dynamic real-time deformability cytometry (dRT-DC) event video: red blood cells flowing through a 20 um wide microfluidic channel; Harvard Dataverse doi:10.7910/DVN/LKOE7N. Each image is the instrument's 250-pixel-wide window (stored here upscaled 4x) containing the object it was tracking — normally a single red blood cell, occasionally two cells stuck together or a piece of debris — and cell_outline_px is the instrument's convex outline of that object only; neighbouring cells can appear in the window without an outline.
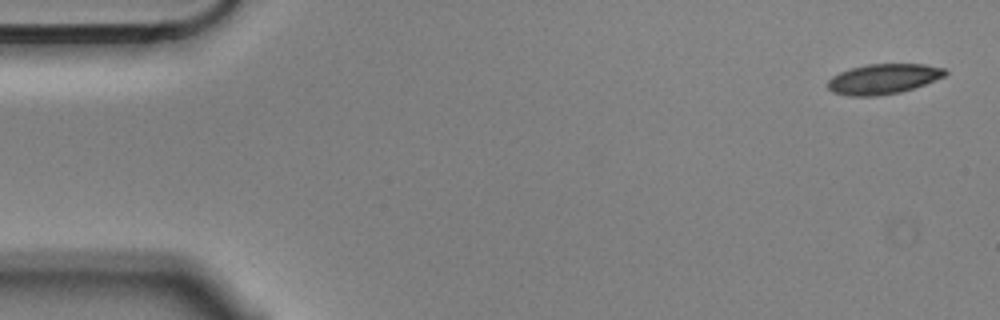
{"species": "Egyptian fruit bat (a non-hibernating species)", "species_latin": "Rousettus aegyptiacus", "temperature_condition": "cold", "stored_images_in_passage": 4, "camera_frame_rate_fps": 3000, "um_per_image_px": 0.085, "animal": {"sex": "male"}, "frame": {"image": 1, "passage_image": 1, "time_ms": 0.0, "image_size_px": [1000, 320], "cell_outline_px": [[948, 72], [944, 76], [924, 84], [900, 92], [876, 96], [848, 96], [832, 92], [828, 88], [828, 80], [832, 76], [840, 72], [852, 68], [868, 64], [924, 64], [944, 68]], "centroid_in_image_um": [75.06, 6.71], "position_along_channel_um": 9.9, "area_um2": 20.46}}
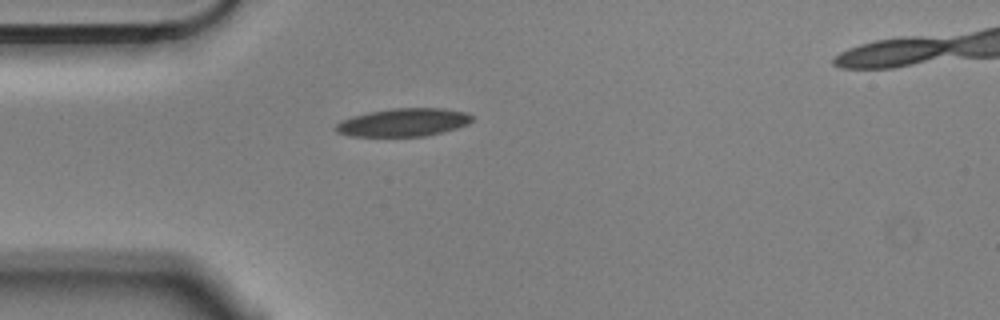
{"frame": {"image": 2, "passage_image": 4, "time_ms": 1.0, "image_size_px": [1000, 320], "cell_outline_px": [[472, 120], [468, 124], [456, 128], [424, 136], [348, 136], [336, 132], [332, 128], [336, 124], [352, 116], [368, 112], [392, 108], [444, 108], [468, 112], [472, 116]], "centroid_in_image_um": [34.27, 10.39], "position_along_channel_um": 50.7, "area_um2": 22.31}}